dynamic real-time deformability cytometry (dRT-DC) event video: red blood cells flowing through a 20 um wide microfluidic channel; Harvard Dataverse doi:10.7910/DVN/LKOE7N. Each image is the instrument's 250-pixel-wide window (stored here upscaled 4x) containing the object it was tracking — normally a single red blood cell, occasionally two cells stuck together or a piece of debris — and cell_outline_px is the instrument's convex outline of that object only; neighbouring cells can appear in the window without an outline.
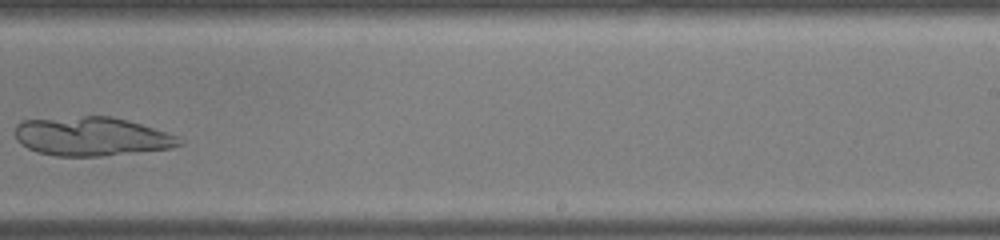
{"species": "common noctule bat (a hibernating species)", "species_latin": "Nyctalus noctula", "temperature_condition": "warm", "stored_images_in_passage": 22, "camera_frame_rate_fps": 3000, "um_per_image_px": 0.085, "animal": {"sex": "male", "body_mass_g": 19.0, "forearm_length_mm": 50.8}, "frame": {"image": 1, "passage_image": 13, "time_ms": 4.0, "image_size_px": [1000, 240], "cell_outline_px": [[184, 144], [172, 148], [100, 156], [56, 156], [36, 152], [28, 148], [16, 140], [16, 124], [20, 120], [84, 116], [112, 116], [128, 120], [176, 136], [184, 140]], "centroid_in_image_um": [7.76, 11.6], "position_along_channel_um": 281.2, "area_um2": 37.17}}